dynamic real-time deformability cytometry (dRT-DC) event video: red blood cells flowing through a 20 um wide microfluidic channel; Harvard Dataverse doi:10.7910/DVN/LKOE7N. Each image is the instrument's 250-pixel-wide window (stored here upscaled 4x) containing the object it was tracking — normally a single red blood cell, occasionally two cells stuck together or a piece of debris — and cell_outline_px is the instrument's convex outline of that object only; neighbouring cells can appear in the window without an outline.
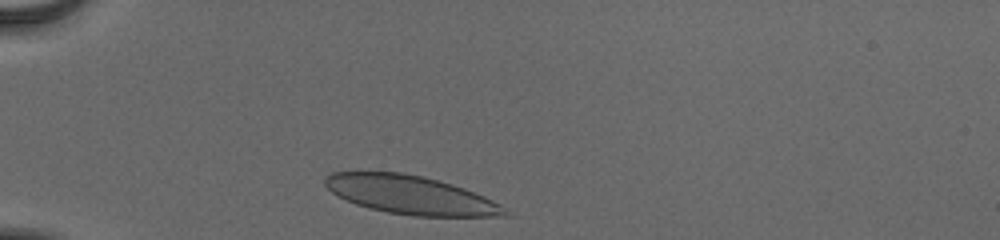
{"species": "human", "species_latin": "Homo sapiens", "temperature_condition": "cold", "stored_images_in_passage": 32, "camera_frame_rate_fps": 3000, "um_per_image_px": 0.085, "donor": {"sex": "male"}, "frame": {"image": 1, "passage_image": 2, "time_ms": 0.333, "image_size_px": [1000, 240], "cell_outline_px": [[512, 216], [412, 216], [388, 212], [368, 208], [356, 204], [336, 196], [324, 184], [324, 176], [332, 172], [404, 172], [424, 176], [452, 184], [464, 188], [484, 196], [500, 204]], "centroid_in_image_um": [34.88, 16.56], "position_along_channel_um": 50.1, "area_um2": 40.46}}
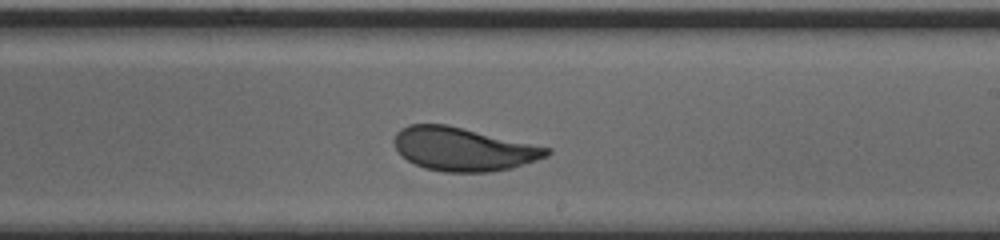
{"frame": {"image": 2, "passage_image": 20, "time_ms": 6.333, "image_size_px": [1000, 240], "cell_outline_px": [[552, 152], [548, 156], [512, 168], [492, 172], [444, 172], [424, 168], [408, 160], [396, 148], [392, 140], [396, 132], [400, 128], [408, 124], [448, 124], [552, 148]], "centroid_in_image_um": [39.39, 12.66], "position_along_channel_um": 249.6, "area_um2": 38.84}}
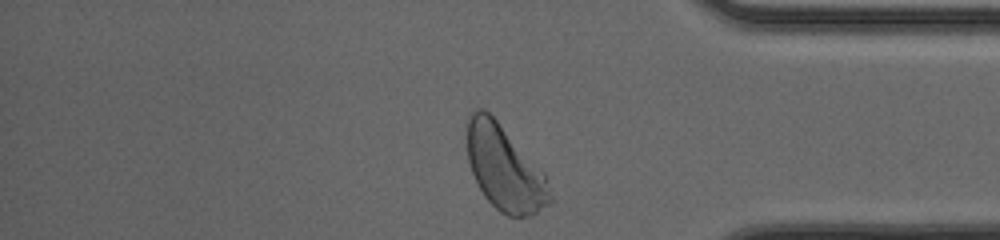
{"frame": {"image": 3, "passage_image": 32, "time_ms": 10.333, "image_size_px": [1000, 240], "cell_outline_px": [[552, 200], [548, 204], [532, 216], [508, 216], [500, 212], [484, 196], [472, 172], [468, 160], [464, 136], [468, 116], [476, 108], [484, 108], [496, 120], [544, 172], [552, 196]], "centroid_in_image_um": [42.85, 14.27], "position_along_channel_um": 392.4, "area_um2": 41.04}, "authors_computed_cell_mechanics": {"area_um2": 38.9861, "velocity_mm_per_s": 3.8446, "shape_relaxation_time_tau1_ms": 4.1414, "shape_relaxation_time_tau2_ms": null, "deformation_change_tau1": 0.1669, "deformation_change_tau2": null}}